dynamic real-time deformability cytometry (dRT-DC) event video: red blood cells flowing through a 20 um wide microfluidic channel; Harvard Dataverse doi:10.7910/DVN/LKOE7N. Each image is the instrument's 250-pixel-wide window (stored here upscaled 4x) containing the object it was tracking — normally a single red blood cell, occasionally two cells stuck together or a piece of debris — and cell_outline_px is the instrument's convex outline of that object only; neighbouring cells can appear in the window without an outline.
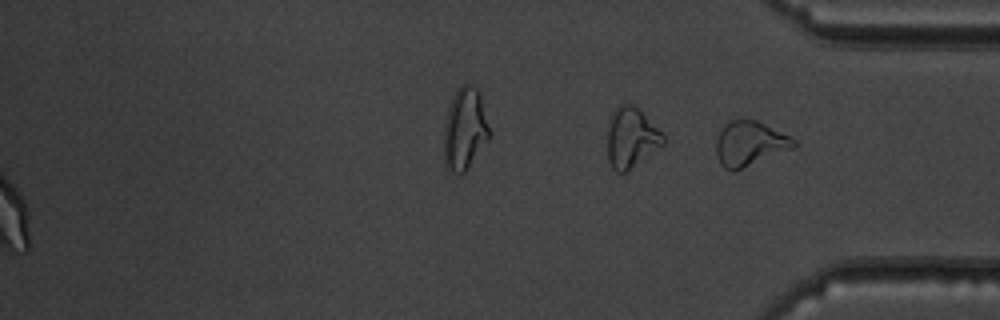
{"species": "common noctule bat (a hibernating species)", "species_latin": "Nyctalus noctula", "temperature_condition": "warm", "stored_images_in_passage": 50, "segment_of_instrument_passage": [2, 2], "camera_frame_rate_fps": 3000, "um_per_image_px": 0.085, "animal": {"sex": "male", "body_mass_g": 19.5, "forearm_length_mm": 54.6}, "frame": {"image": 1, "passage_image": 50, "time_ms": 16.333, "image_size_px": [1000, 320], "cell_outline_px": [[800, 144], [796, 148], [732, 172], [724, 168], [720, 164], [716, 152], [716, 140], [724, 124], [732, 120], [756, 120], [792, 136]], "centroid_in_image_um": [63.78, 12.22], "position_along_channel_um": 371.4, "area_um2": 20.52}}